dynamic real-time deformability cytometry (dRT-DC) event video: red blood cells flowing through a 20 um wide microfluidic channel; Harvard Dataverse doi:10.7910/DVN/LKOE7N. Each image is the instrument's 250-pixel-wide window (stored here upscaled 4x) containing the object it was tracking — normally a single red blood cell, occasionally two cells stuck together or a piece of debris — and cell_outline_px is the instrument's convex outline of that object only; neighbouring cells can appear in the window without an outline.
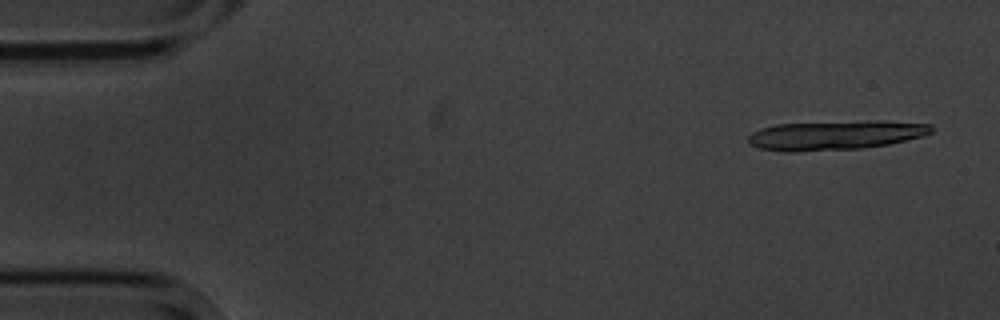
{"species": "common noctule bat (a hibernating species)", "species_latin": "Nyctalus noctula", "temperature_condition": "cold", "stored_images_in_passage": 5, "camera_frame_rate_fps": 3000, "um_per_image_px": 0.085, "animal": {"sex": "male", "body_mass_g": 20.1, "forearm_length_mm": 53.5}, "frame": {"image": 1, "passage_image": 1, "time_ms": 0.0, "image_size_px": [1000, 320], "cell_outline_px": [[932, 132], [924, 136], [888, 144], [864, 148], [792, 152], [784, 152], [760, 148], [748, 144], [748, 136], [752, 132], [760, 128], [776, 124], [876, 120], [884, 120], [932, 124]], "centroid_in_image_um": [71.01, 11.48], "position_along_channel_um": 14.0, "area_um2": 31.62}}
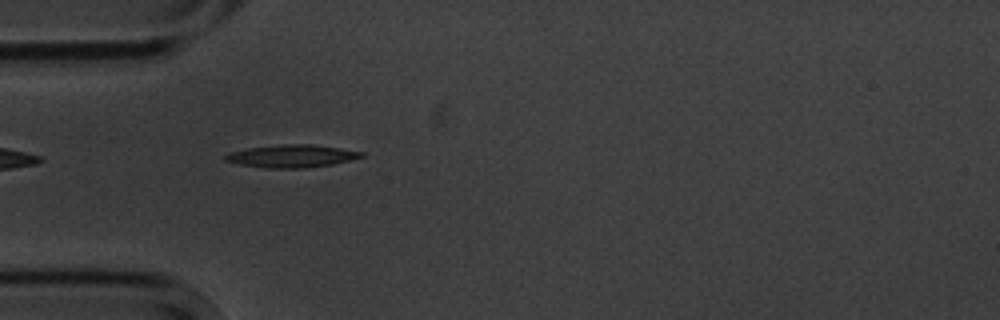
{"frame": {"image": 2, "passage_image": 5, "time_ms": 4.667, "image_size_px": [1000, 320], "cell_outline_px": [[364, 156], [332, 164], [304, 168], [268, 168], [240, 164], [224, 160], [224, 156], [232, 152], [248, 148], [284, 144], [312, 144], [340, 148], [364, 152]], "centroid_in_image_um": [24.81, 13.26], "position_along_channel_um": 60.2, "area_um2": 17.69}}